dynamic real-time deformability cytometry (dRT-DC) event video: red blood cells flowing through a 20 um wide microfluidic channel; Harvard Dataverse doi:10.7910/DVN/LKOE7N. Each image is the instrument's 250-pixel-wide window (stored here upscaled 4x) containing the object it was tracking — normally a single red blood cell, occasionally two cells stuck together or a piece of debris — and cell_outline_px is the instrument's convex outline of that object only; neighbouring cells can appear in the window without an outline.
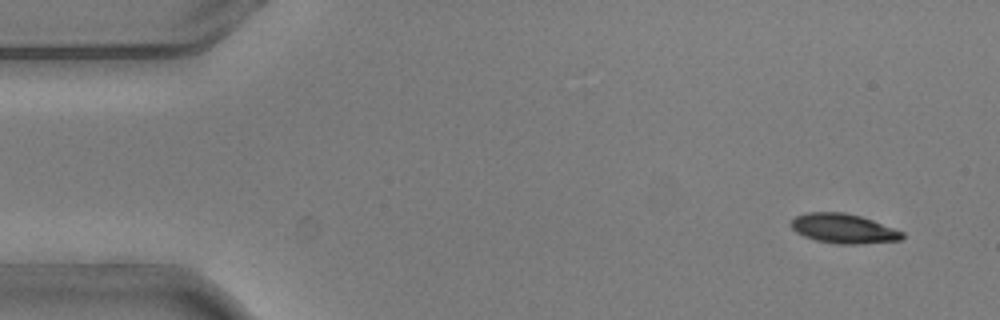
{"species": "common noctule bat (a hibernating species)", "species_latin": "Nyctalus noctula", "temperature_condition": "warm", "stored_images_in_passage": 6, "camera_frame_rate_fps": 3000, "um_per_image_px": 0.085, "animal": {"sex": "male", "body_mass_g": 20.5, "forearm_length_mm": 52.5}, "frame": {"image": 1, "passage_image": 1, "time_ms": 0.0, "image_size_px": [1000, 320], "cell_outline_px": [[904, 236], [900, 240], [860, 244], [836, 244], [816, 240], [804, 236], [796, 232], [792, 228], [792, 220], [796, 216], [804, 212], [844, 212], [860, 216], [872, 220], [904, 232]], "centroid_in_image_um": [71.69, 19.43], "position_along_channel_um": 13.3, "area_um2": 19.07}}
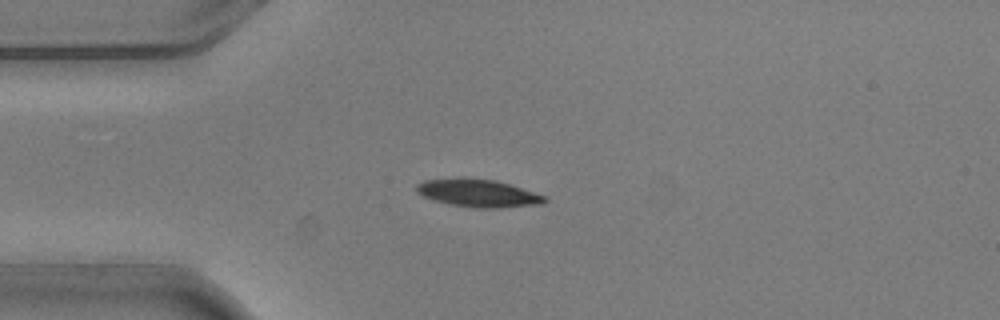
{"frame": {"image": 2, "passage_image": 4, "time_ms": 1.0, "image_size_px": [1000, 320], "cell_outline_px": [[548, 200], [544, 204], [500, 208], [472, 208], [448, 204], [424, 196], [416, 192], [416, 184], [424, 180], [496, 180], [548, 196]], "centroid_in_image_um": [40.74, 16.47], "position_along_channel_um": 44.3, "area_um2": 20.23}}
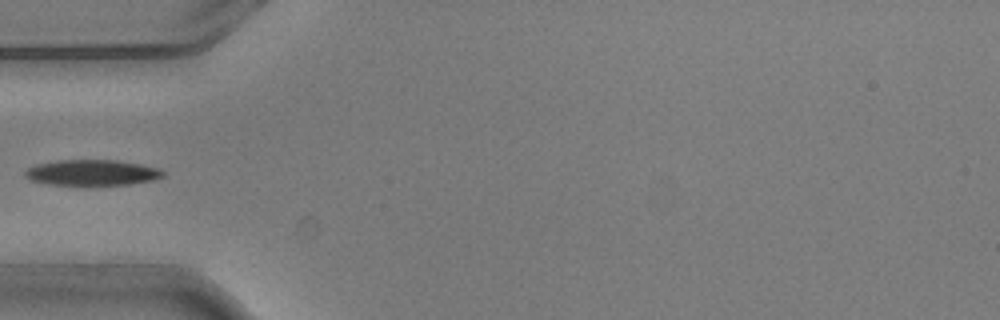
{"frame": {"image": 3, "passage_image": 5, "time_ms": 1.333, "image_size_px": [1000, 320], "cell_outline_px": [[164, 176], [156, 180], [132, 184], [48, 184], [28, 180], [24, 176], [24, 172], [28, 168], [36, 164], [60, 160], [116, 160], [140, 164], [156, 168], [164, 172]], "centroid_in_image_um": [7.81, 14.67], "position_along_channel_um": 77.2, "area_um2": 20.52}}